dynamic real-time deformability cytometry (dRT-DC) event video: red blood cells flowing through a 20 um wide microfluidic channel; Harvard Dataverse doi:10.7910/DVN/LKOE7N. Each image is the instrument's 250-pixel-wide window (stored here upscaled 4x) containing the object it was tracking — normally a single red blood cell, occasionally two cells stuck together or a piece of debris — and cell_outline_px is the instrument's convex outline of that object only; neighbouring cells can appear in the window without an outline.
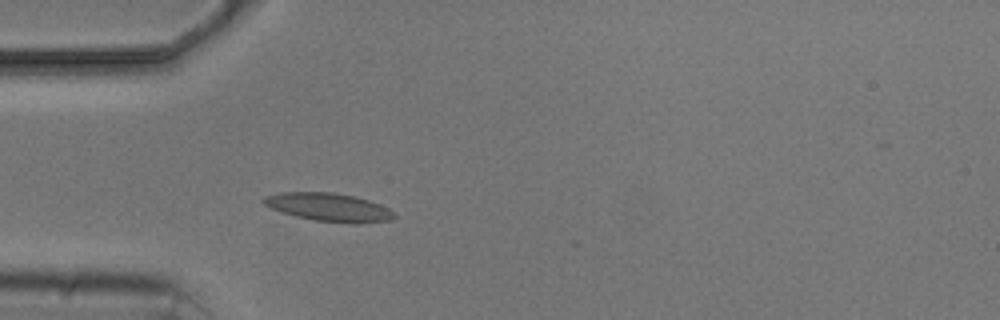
{"species": "common noctule bat (a hibernating species)", "species_latin": "Nyctalus noctula", "temperature_condition": "cold", "stored_images_in_passage": 3, "camera_frame_rate_fps": 3000, "um_per_image_px": 0.085, "animal": {"sex": "male", "body_mass_g": 20.5, "forearm_length_mm": 52.5}, "frame": {"image": 1, "passage_image": 3, "time_ms": 2.333, "image_size_px": [1000, 320], "cell_outline_px": [[396, 216], [392, 220], [356, 224], [352, 224], [316, 220], [296, 216], [272, 208], [264, 204], [260, 200], [264, 196], [280, 192], [332, 192], [356, 196], [380, 204], [388, 208]], "centroid_in_image_um": [27.96, 17.61], "position_along_channel_um": 57.0, "area_um2": 21.5}}